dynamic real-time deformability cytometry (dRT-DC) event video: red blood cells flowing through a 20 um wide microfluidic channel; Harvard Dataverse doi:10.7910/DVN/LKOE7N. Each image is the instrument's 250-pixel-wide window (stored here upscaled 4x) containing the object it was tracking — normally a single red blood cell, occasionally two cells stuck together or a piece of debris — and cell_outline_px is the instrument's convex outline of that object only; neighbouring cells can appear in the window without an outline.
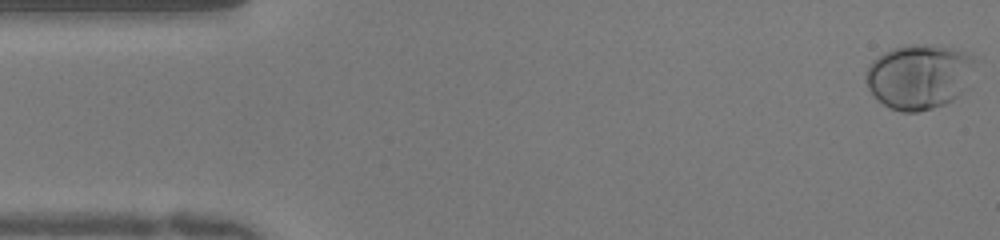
{"species": "human", "species_latin": "Homo sapiens", "temperature_condition": "warm", "stored_images_in_passage": 51, "camera_frame_rate_fps": 3000, "um_per_image_px": 0.085, "donor": {"sex": "female"}, "frame": {"image": 1, "passage_image": 1, "time_ms": 0.0, "image_size_px": [1000, 240], "cell_outline_px": [[972, 84], [968, 88], [952, 100], [944, 104], [932, 108], [916, 112], [900, 112], [888, 108], [876, 100], [872, 96], [864, 80], [864, 76], [868, 64], [872, 60], [884, 52], [892, 48], [908, 44], [924, 44], [952, 48], [964, 52], [972, 56]], "centroid_in_image_um": [78.07, 6.52], "position_along_channel_um": 6.9, "area_um2": 41.85}}
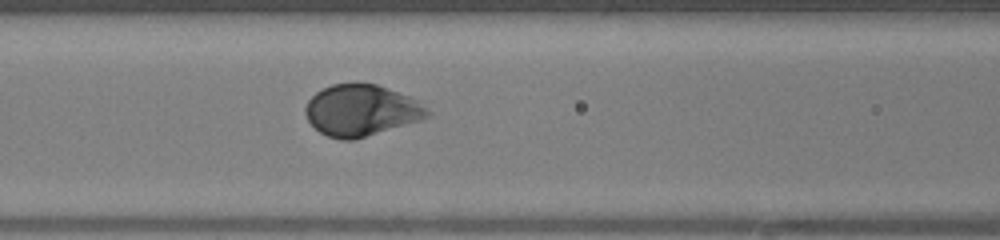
{"frame": {"image": 2, "passage_image": 21, "time_ms": 6.667, "image_size_px": [1000, 240], "cell_outline_px": [[432, 112], [428, 116], [420, 120], [352, 140], [340, 140], [328, 136], [320, 132], [308, 120], [304, 112], [304, 108], [308, 100], [316, 92], [332, 84], [356, 80], [360, 80], [376, 84], [388, 88], [420, 100]], "centroid_in_image_um": [30.71, 9.33], "position_along_channel_um": 135.9, "area_um2": 36.99}}
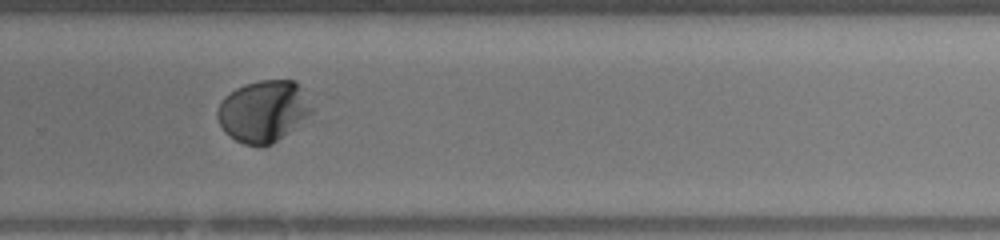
{"frame": {"image": 3, "passage_image": 34, "time_ms": 11.0, "image_size_px": [1000, 240], "cell_outline_px": [[312, 112], [288, 132], [272, 144], [264, 148], [260, 148], [244, 144], [236, 140], [224, 132], [216, 116], [216, 112], [224, 96], [236, 88], [244, 84], [260, 80], [296, 80], [304, 88], [312, 108]], "centroid_in_image_um": [22.37, 9.45], "position_along_channel_um": 307.4, "area_um2": 34.1}, "authors_computed_cell_mechanics": {"area_um2": 36.414, "velocity_mm_per_s": 3.963, "shape_relaxation_time_tau1_ms": 2.2403, "shape_relaxation_time_tau2_ms": null, "deformation_change_tau1": 0.2026, "deformation_change_tau2": null}}